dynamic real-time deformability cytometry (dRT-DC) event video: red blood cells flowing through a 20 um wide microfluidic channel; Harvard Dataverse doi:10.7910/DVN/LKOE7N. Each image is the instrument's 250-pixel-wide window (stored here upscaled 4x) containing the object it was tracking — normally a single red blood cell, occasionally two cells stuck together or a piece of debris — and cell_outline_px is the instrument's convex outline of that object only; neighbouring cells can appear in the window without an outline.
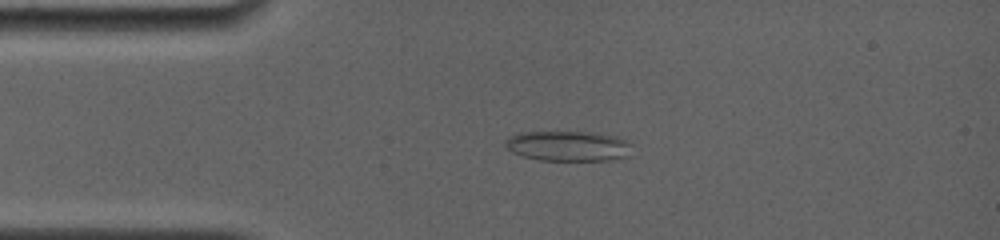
{"species": "common noctule bat (a hibernating species)", "species_latin": "Nyctalus noctula", "temperature_condition": "room temperature", "stored_images_in_passage": 9, "camera_frame_rate_fps": 4000, "um_per_image_px": 0.085, "animal": {"sex": "female", "body_mass_g": 19.0, "forearm_length_mm": 56.7}, "frame": {"image": 1, "passage_image": 4, "time_ms": 2.75, "image_size_px": [1000, 240], "cell_outline_px": [[632, 156], [612, 160], [540, 160], [524, 156], [512, 152], [504, 144], [504, 140], [508, 136], [520, 132], [588, 132], [616, 136], [632, 144]], "centroid_in_image_um": [48.33, 12.41], "position_along_channel_um": 36.7, "area_um2": 22.48}}
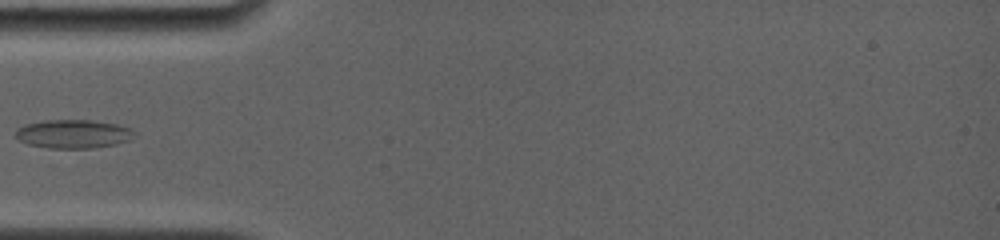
{"frame": {"image": 2, "passage_image": 6, "time_ms": 4.5, "image_size_px": [1000, 240], "cell_outline_px": [[136, 132], [128, 140], [116, 144], [92, 148], [48, 148], [28, 144], [20, 140], [16, 136], [16, 128], [24, 124], [44, 120], [92, 120], [116, 124], [128, 128]], "centroid_in_image_um": [6.19, 11.38], "position_along_channel_um": 78.8, "area_um2": 19.71}}
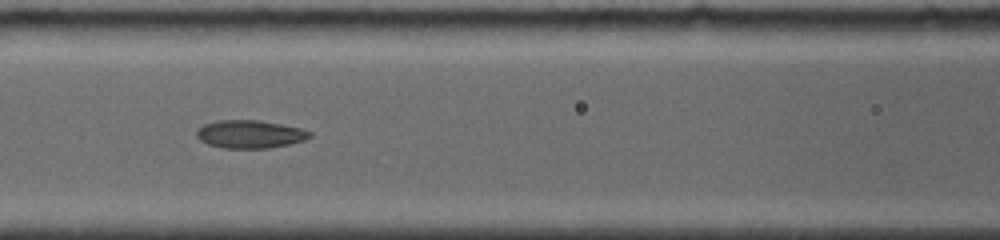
{"frame": {"image": 3, "passage_image": 8, "time_ms": 6.25, "image_size_px": [1000, 240], "cell_outline_px": [[312, 136], [304, 140], [288, 144], [268, 148], [224, 148], [208, 144], [200, 140], [196, 136], [196, 132], [204, 124], [216, 120], [260, 120], [300, 128], [312, 132]], "centroid_in_image_um": [21.24, 11.4], "position_along_channel_um": 145.4, "area_um2": 18.38}}